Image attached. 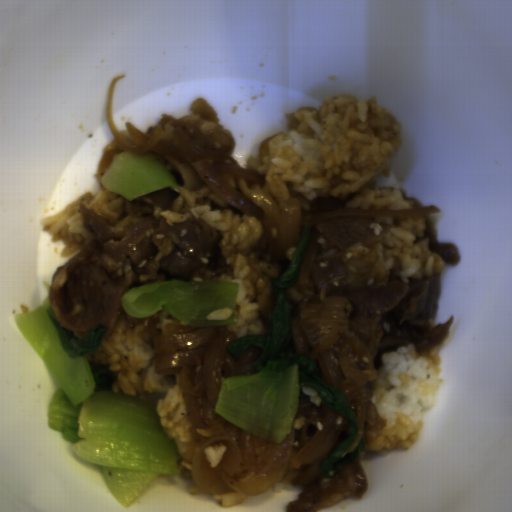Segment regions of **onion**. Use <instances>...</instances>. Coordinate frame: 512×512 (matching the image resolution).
<instances>
[{
  "label": "onion",
  "instance_id": "1",
  "mask_svg": "<svg viewBox=\"0 0 512 512\" xmlns=\"http://www.w3.org/2000/svg\"><path fill=\"white\" fill-rule=\"evenodd\" d=\"M157 357L154 370L179 373L182 398L192 424L186 455L192 461V478L202 493L217 495L235 491L246 497L269 490L293 468L307 466L293 481L301 486L321 475L320 466L350 435L351 423L321 398L320 406L300 388L293 421L305 416V424L282 442L261 438L229 421L216 411L222 381L235 375H253L263 349L254 345L240 357L228 346L237 339L224 325L179 326L167 324L160 334L153 319L146 326ZM227 445L221 462L210 467L204 447Z\"/></svg>",
  "mask_w": 512,
  "mask_h": 512
},
{
  "label": "onion",
  "instance_id": "2",
  "mask_svg": "<svg viewBox=\"0 0 512 512\" xmlns=\"http://www.w3.org/2000/svg\"><path fill=\"white\" fill-rule=\"evenodd\" d=\"M114 78L107 90L106 121L114 139L103 149L98 170L109 168L113 156L122 152L133 154L154 151L163 156V166L171 173L177 186L196 190L206 184L219 198L256 219L263 226L267 248L262 253L273 261L288 259L287 250L297 247L306 223L313 225L323 219L339 216L405 217L442 213L434 206L407 210H370L348 208L311 214L302 212L300 199L293 198L277 206L267 191L253 190L245 196L227 184L220 175H236L247 180L248 186L266 183V174L243 168L231 155L236 147L232 132L223 127L216 111L202 97L190 104L192 116L176 118L162 114L156 126L143 133L130 121L126 130L119 131L112 114Z\"/></svg>",
  "mask_w": 512,
  "mask_h": 512
},
{
  "label": "onion",
  "instance_id": "3",
  "mask_svg": "<svg viewBox=\"0 0 512 512\" xmlns=\"http://www.w3.org/2000/svg\"><path fill=\"white\" fill-rule=\"evenodd\" d=\"M321 232L314 222L298 281L286 291L293 305L286 349L313 359L316 369L312 373L327 385L341 389L354 411L358 434L343 458L356 451L367 425L386 426L371 398L378 375L374 358L384 331L379 323L381 315H363L350 300L327 296L325 287L317 292L313 271L323 250V245L317 243Z\"/></svg>",
  "mask_w": 512,
  "mask_h": 512
},
{
  "label": "onion",
  "instance_id": "4",
  "mask_svg": "<svg viewBox=\"0 0 512 512\" xmlns=\"http://www.w3.org/2000/svg\"><path fill=\"white\" fill-rule=\"evenodd\" d=\"M179 191L170 186L149 192L133 200H127L126 212L131 217L140 218L137 222L126 227L125 236L115 241L114 234L109 230L110 223L106 217L96 214L92 207L80 203V211L83 215L87 231L94 233V239L77 254L72 256L64 265L54 271L50 286L52 289L66 284L69 272L80 262L91 263V254L96 250L112 256L125 264L127 256L136 267L146 259L151 261L158 254L159 248L152 242V238L146 234L147 229L153 228L156 232L167 235L173 232L180 243L178 250L183 257L195 259L201 262V257L209 252L211 254L205 269L214 274L230 273L234 270L232 264L227 263V258L222 253L220 242L223 234L220 230L207 223L204 219L192 217L183 223L169 225L167 218H154V207L170 210L179 198ZM203 264V263H202Z\"/></svg>",
  "mask_w": 512,
  "mask_h": 512
}]
</instances>
